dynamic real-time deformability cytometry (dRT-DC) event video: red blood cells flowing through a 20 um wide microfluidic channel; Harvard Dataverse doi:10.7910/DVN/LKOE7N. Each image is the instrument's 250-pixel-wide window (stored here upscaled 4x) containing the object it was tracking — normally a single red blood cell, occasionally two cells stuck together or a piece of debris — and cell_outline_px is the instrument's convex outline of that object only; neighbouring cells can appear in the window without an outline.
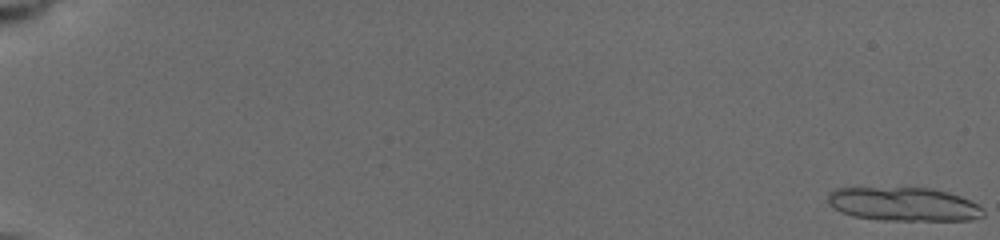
{"species": "common noctule bat (a hibernating species)", "species_latin": "Nyctalus noctula", "temperature_condition": "cold", "stored_images_in_passage": 32, "camera_frame_rate_fps": 3000, "um_per_image_px": 0.085, "animal": {"sex": "female", "body_mass_g": 19.5, "forearm_length_mm": 54.1}, "frame": {"image": 1, "passage_image": 1, "time_ms": 0.0, "image_size_px": [1000, 240], "cell_outline_px": [[984, 216], [972, 220], [880, 220], [852, 216], [840, 212], [828, 204], [828, 192], [836, 188], [932, 188], [948, 192], [960, 196], [976, 204], [984, 212]], "centroid_in_image_um": [76.77, 17.36], "position_along_channel_um": 8.2, "area_um2": 30.52}}